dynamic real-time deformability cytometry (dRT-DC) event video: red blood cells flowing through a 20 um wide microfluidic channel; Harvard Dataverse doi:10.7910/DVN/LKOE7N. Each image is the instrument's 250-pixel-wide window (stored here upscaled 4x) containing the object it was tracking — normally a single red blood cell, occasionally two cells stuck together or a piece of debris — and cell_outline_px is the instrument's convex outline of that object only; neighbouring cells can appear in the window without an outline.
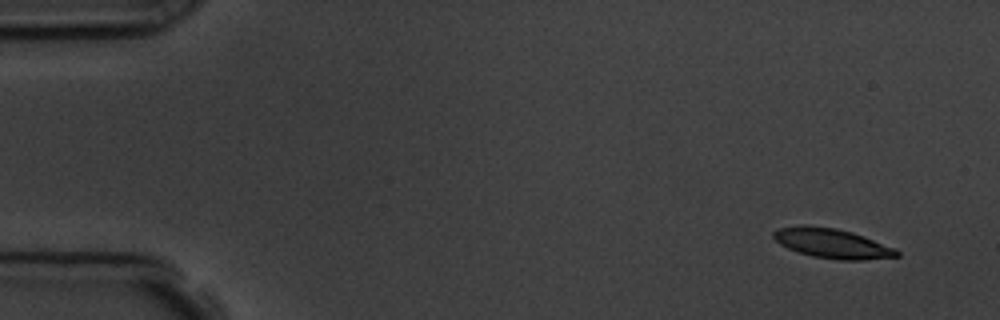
{"species": "common noctule bat (a hibernating species)", "species_latin": "Nyctalus noctula", "temperature_condition": "room temperature", "stored_images_in_passage": 11, "camera_frame_rate_fps": 3000, "um_per_image_px": 0.085, "animal": {"sex": "male", "body_mass_g": 19.5, "forearm_length_mm": 54.6}, "frame": {"image": 1, "passage_image": 1, "time_ms": 0.0, "image_size_px": [1000, 320], "cell_outline_px": [[900, 256], [864, 260], [840, 260], [812, 256], [788, 248], [780, 244], [772, 236], [772, 232], [776, 228], [800, 224], [804, 224], [836, 228], [852, 232], [864, 236], [896, 248], [900, 252]], "centroid_in_image_um": [70.72, 20.67], "position_along_channel_um": 14.3, "area_um2": 21.56}}
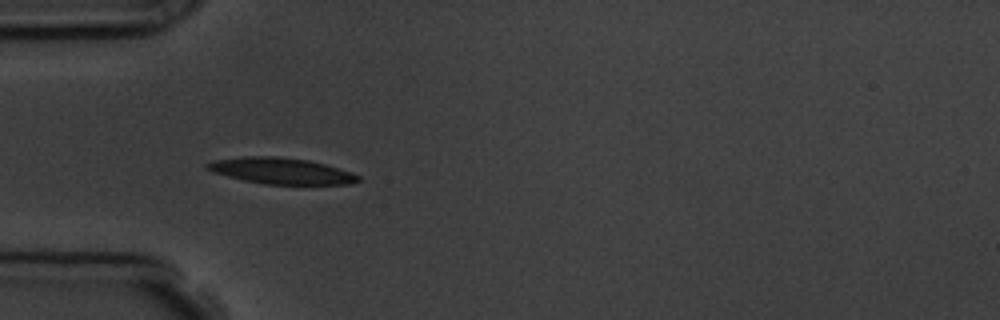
{"frame": {"image": 2, "passage_image": 5, "time_ms": 4.333, "image_size_px": [1000, 320], "cell_outline_px": [[360, 180], [348, 184], [264, 184], [244, 180], [212, 172], [204, 164], [216, 160], [240, 156], [276, 156], [308, 160], [324, 164], [352, 172], [360, 176]], "centroid_in_image_um": [23.89, 14.52], "position_along_channel_um": 61.1, "area_um2": 22.83}}
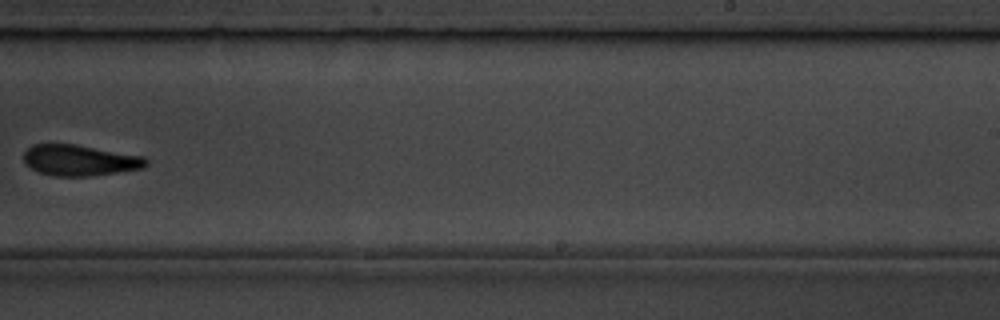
{"frame": {"image": 3, "passage_image": 10, "time_ms": 10.333, "image_size_px": [1000, 320], "cell_outline_px": [[148, 164], [144, 168], [92, 176], [52, 176], [40, 172], [32, 168], [24, 160], [24, 152], [32, 144], [76, 144], [144, 156], [148, 160]], "centroid_in_image_um": [6.82, 13.62], "position_along_channel_um": 282.2, "area_um2": 22.08}}